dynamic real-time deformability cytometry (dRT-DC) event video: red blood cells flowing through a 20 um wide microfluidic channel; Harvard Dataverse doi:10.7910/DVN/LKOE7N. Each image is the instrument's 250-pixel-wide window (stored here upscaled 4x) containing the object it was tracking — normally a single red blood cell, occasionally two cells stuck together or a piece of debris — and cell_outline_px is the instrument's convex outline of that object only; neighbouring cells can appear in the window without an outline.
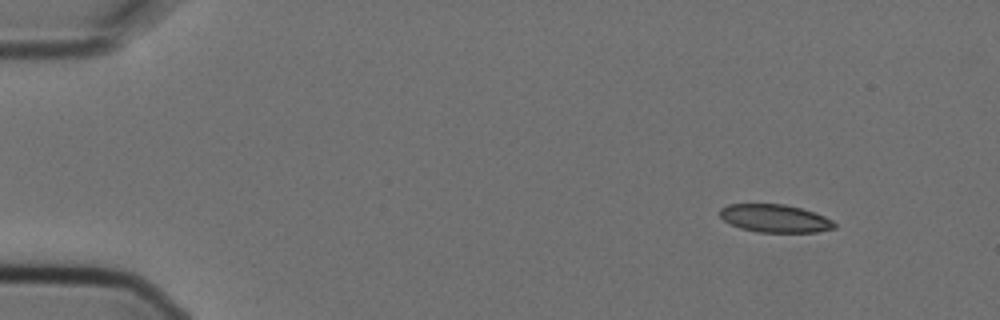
{"species": "Egyptian fruit bat (a non-hibernating species)", "species_latin": "Rousettus aegyptiacus", "temperature_condition": "cold", "stored_images_in_passage": 4, "camera_frame_rate_fps": 3000, "um_per_image_px": 0.085, "animal": {"sex": "female"}, "frame": {"image": 1, "passage_image": 1, "time_ms": 0.0, "image_size_px": [1000, 320], "cell_outline_px": [[836, 228], [816, 232], [756, 232], [740, 228], [724, 220], [720, 216], [720, 208], [728, 204], [784, 204], [800, 208], [824, 216], [832, 220], [836, 224]], "centroid_in_image_um": [65.86, 18.57], "position_along_channel_um": 19.1, "area_um2": 18.55}}
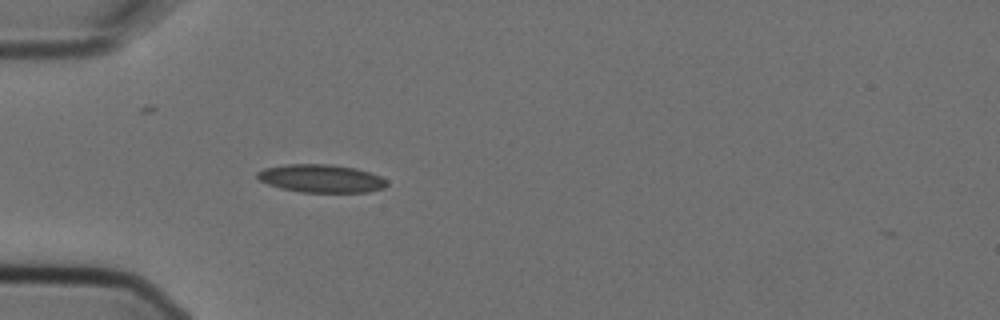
{"frame": {"image": 2, "passage_image": 4, "time_ms": 1.0, "image_size_px": [1000, 320], "cell_outline_px": [[388, 184], [384, 188], [368, 192], [300, 192], [280, 188], [268, 184], [260, 180], [256, 176], [256, 172], [264, 168], [288, 164], [324, 164], [356, 168], [380, 176], [388, 180]], "centroid_in_image_um": [27.3, 15.17], "position_along_channel_um": 57.7, "area_um2": 21.15}}